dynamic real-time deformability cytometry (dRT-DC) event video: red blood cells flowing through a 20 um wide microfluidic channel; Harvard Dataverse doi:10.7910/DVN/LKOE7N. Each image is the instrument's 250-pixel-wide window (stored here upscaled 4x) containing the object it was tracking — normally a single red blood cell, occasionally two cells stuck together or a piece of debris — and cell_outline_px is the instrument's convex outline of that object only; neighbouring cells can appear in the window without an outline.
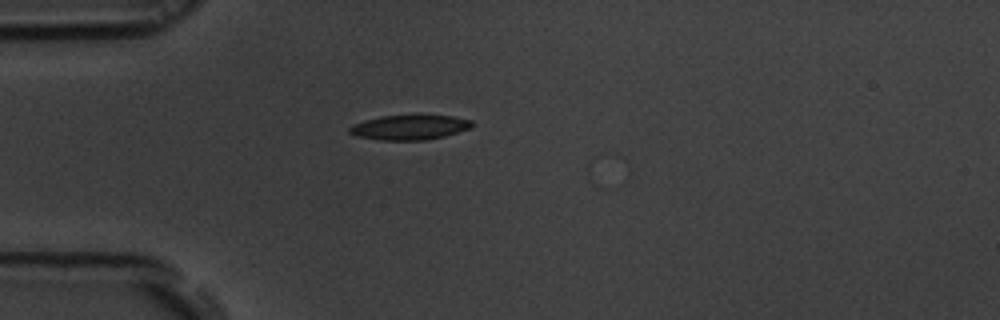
{"species": "common noctule bat (a hibernating species)", "species_latin": "Nyctalus noctula", "temperature_condition": "room temperature", "stored_images_in_passage": 41, "camera_frame_rate_fps": 3000, "um_per_image_px": 0.085, "animal": {"sex": "male", "body_mass_g": 19.5, "forearm_length_mm": 54.6}, "frame": {"image": 1, "passage_image": 1, "time_ms": 0.0, "image_size_px": [1000, 320], "cell_outline_px": [[472, 128], [444, 136], [428, 140], [380, 140], [356, 136], [348, 132], [348, 128], [352, 124], [364, 120], [380, 116], [416, 112], [452, 116], [472, 120]], "centroid_in_image_um": [34.82, 10.77], "position_along_channel_um": 50.2, "area_um2": 18.67}}
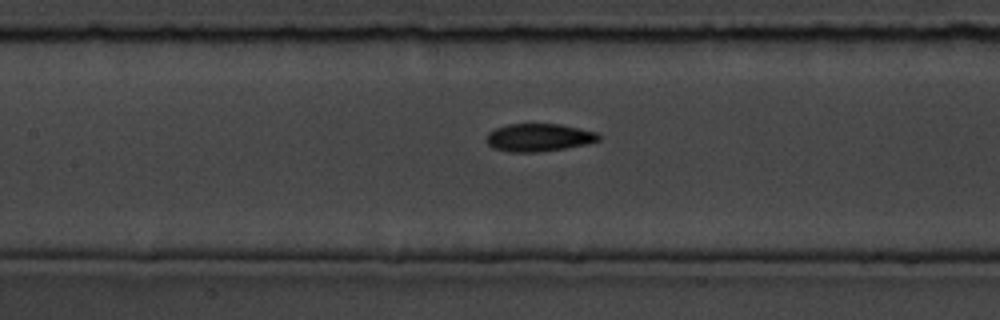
{"frame": {"image": 2, "passage_image": 11, "time_ms": 3.333, "image_size_px": [1000, 320], "cell_outline_px": [[600, 140], [588, 144], [564, 148], [536, 152], [508, 152], [492, 148], [484, 140], [488, 132], [496, 128], [508, 124], [560, 124], [580, 128], [596, 132], [600, 136]], "centroid_in_image_um": [45.77, 11.69], "position_along_channel_um": 161.6, "area_um2": 18.32}}
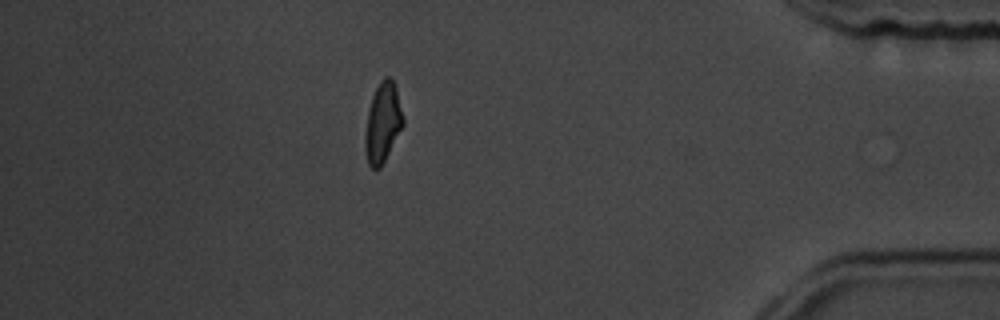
{"frame": {"image": 3, "passage_image": 34, "time_ms": 11.0, "image_size_px": [1000, 320], "cell_outline_px": [[404, 124], [380, 168], [372, 168], [368, 164], [364, 148], [364, 136], [368, 112], [372, 96], [380, 80], [384, 76], [388, 76], [392, 80], [396, 88], [404, 116]], "centroid_in_image_um": [32.53, 10.42], "position_along_channel_um": 402.7, "area_um2": 17.63}, "authors_computed_cell_mechanics": {"area_um2": 17.918, "velocity_mm_per_s": 3.7115, "shape_relaxation_time_tau1_ms": 3.3894, "shape_relaxation_time_tau2_ms": 2.642, "deformation_change_tau1": 0.1481, "deformation_change_tau2": 0.0823}}